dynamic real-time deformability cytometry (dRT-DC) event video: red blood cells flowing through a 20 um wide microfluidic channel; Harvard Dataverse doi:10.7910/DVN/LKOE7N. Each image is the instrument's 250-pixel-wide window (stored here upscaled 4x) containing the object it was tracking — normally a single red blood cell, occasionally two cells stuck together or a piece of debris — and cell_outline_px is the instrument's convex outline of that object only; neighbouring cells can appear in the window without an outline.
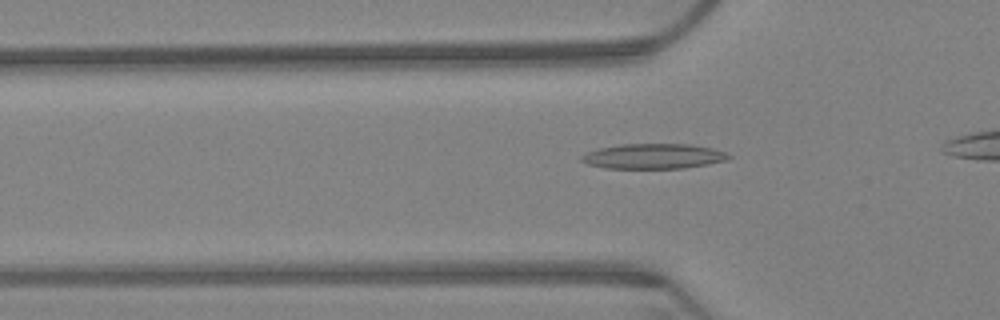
{"species": "Egyptian fruit bat (a non-hibernating species)", "species_latin": "Rousettus aegyptiacus", "temperature_condition": "warm", "stored_images_in_passage": 36, "camera_frame_rate_fps": 3000, "um_per_image_px": 0.085, "animal": {"sex": "female"}, "frame": {"image": 1, "passage_image": 5, "time_ms": 1.333, "image_size_px": [1000, 320], "cell_outline_px": [[732, 156], [724, 160], [708, 164], [684, 168], [604, 168], [588, 164], [580, 160], [580, 156], [588, 152], [600, 148], [620, 144], [688, 144], [712, 148], [724, 152]], "centroid_in_image_um": [55.51, 13.28], "position_along_channel_um": 70.3, "area_um2": 21.33}}
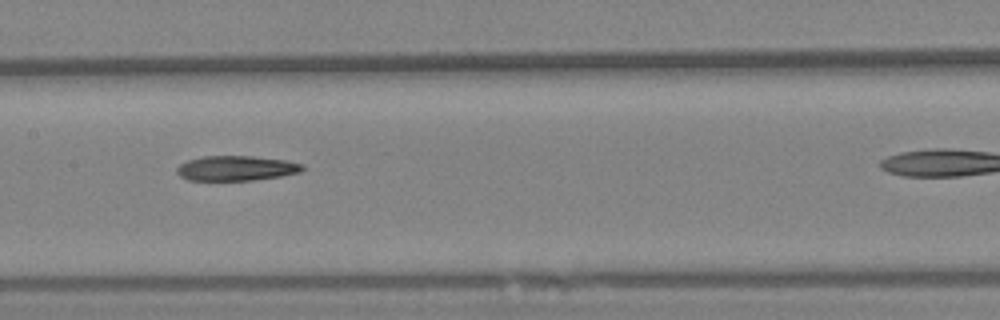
{"frame": {"image": 2, "passage_image": 16, "time_ms": 5.0, "image_size_px": [1000, 320], "cell_outline_px": [[304, 168], [300, 172], [280, 176], [252, 180], [188, 180], [180, 176], [176, 172], [176, 168], [180, 164], [188, 160], [204, 156], [252, 156], [288, 160], [304, 164]], "centroid_in_image_um": [20.09, 14.29], "position_along_channel_um": 187.3, "area_um2": 18.26}}
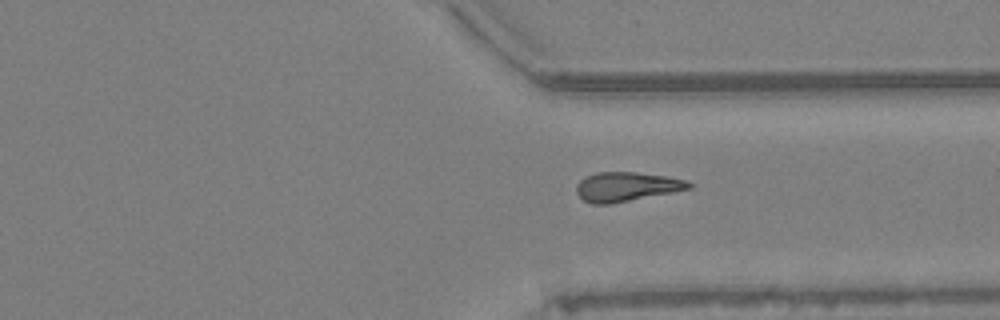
{"frame": {"image": 3, "passage_image": 32, "time_ms": 10.333, "image_size_px": [1000, 320], "cell_outline_px": [[692, 188], [672, 192], [608, 204], [592, 204], [584, 200], [576, 192], [576, 184], [580, 180], [596, 172], [636, 172], [668, 176], [684, 180], [692, 184]], "centroid_in_image_um": [53.23, 15.86], "position_along_channel_um": 358.2, "area_um2": 18.96}}